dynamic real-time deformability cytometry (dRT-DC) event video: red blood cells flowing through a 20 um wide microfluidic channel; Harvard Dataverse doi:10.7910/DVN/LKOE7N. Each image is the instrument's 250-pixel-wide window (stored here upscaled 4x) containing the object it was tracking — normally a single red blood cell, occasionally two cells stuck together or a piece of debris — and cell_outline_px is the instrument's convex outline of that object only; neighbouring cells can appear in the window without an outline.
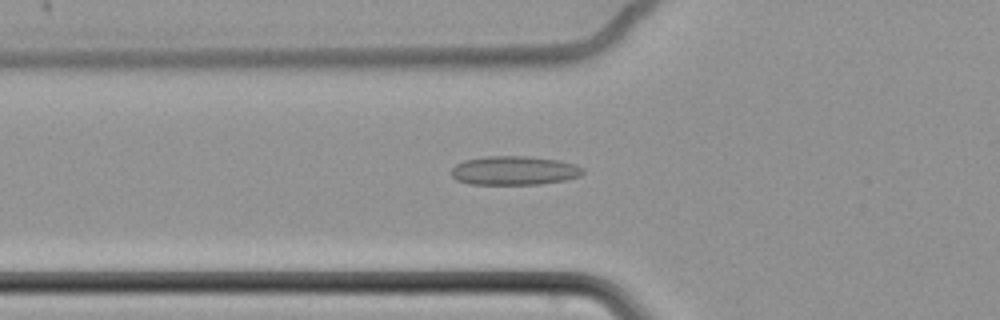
{"species": "common noctule bat (a hibernating species)", "species_latin": "Nyctalus noctula", "temperature_condition": "cold", "stored_images_in_passage": 63, "camera_frame_rate_fps": 3000, "um_per_image_px": 0.085, "animal": {"sex": "female", "body_mass_g": 22.7, "forearm_length_mm": 54.2}, "frame": {"image": 1, "passage_image": 25, "time_ms": 8.0, "image_size_px": [1000, 320], "cell_outline_px": [[584, 172], [580, 176], [564, 180], [540, 184], [468, 184], [456, 180], [452, 176], [452, 168], [456, 164], [464, 160], [484, 156], [528, 156], [560, 160], [576, 164], [584, 168]], "centroid_in_image_um": [43.72, 14.49], "position_along_channel_um": 82.1, "area_um2": 22.37}}
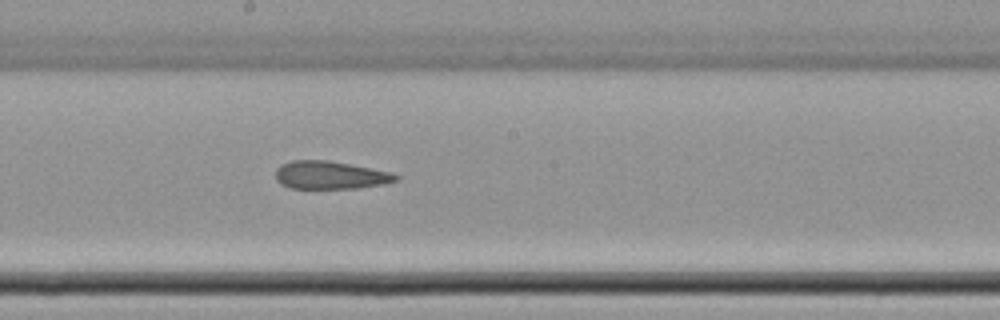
{"frame": {"image": 2, "passage_image": 37, "time_ms": 12.0, "image_size_px": [1000, 320], "cell_outline_px": [[400, 180], [384, 184], [360, 188], [288, 188], [280, 184], [276, 180], [276, 168], [280, 164], [292, 160], [328, 160], [392, 172], [400, 176]], "centroid_in_image_um": [28.08, 14.88], "position_along_channel_um": 220.1, "area_um2": 19.83}}
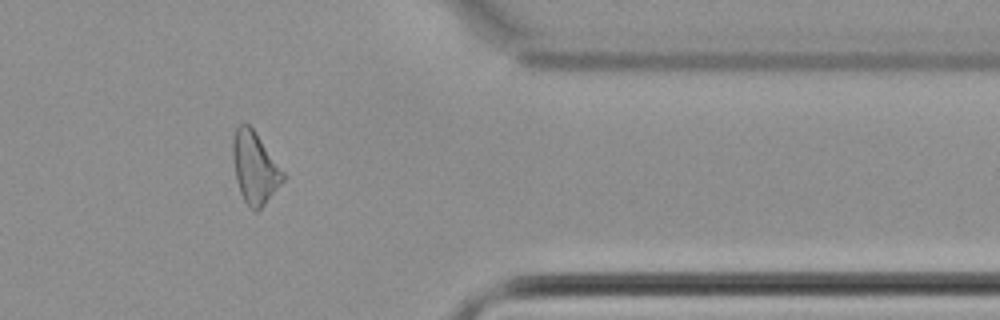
{"frame": {"image": 3, "passage_image": 53, "time_ms": 17.333, "image_size_px": [1000, 320], "cell_outline_px": [[288, 176], [264, 204], [256, 212], [244, 200], [240, 192], [236, 180], [232, 156], [232, 136], [236, 128], [240, 124], [248, 124], [256, 132]], "centroid_in_image_um": [21.67, 14.22], "position_along_channel_um": 389.7, "area_um2": 21.1}, "authors_computed_cell_mechanics": {"area_um2": 22.1374, "velocity_mm_per_s": 3.461, "shape_relaxation_time_tau1_ms": null, "shape_relaxation_time_tau2_ms": 8.6197, "deformation_change_tau1": null, "deformation_change_tau2": 0.185}}